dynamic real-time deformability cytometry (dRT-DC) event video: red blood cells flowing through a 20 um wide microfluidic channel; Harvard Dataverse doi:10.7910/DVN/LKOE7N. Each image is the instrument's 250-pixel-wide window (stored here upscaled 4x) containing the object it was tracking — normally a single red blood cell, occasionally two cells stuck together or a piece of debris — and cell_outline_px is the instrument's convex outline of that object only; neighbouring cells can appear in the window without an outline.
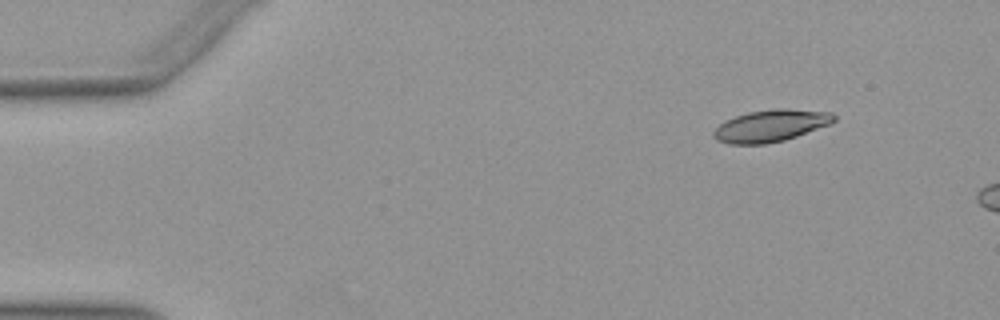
{"species": "Egyptian fruit bat (a non-hibernating species)", "species_latin": "Rousettus aegyptiacus", "temperature_condition": "warm", "stored_images_in_passage": 11, "camera_frame_rate_fps": 3000, "um_per_image_px": 0.085, "animal": {"sex": "female"}, "frame": {"image": 1, "passage_image": 2, "time_ms": 0.333, "image_size_px": [1000, 320], "cell_outline_px": [[836, 120], [832, 124], [784, 140], [764, 144], [728, 144], [716, 140], [712, 136], [712, 132], [724, 120], [748, 112], [776, 108], [788, 108], [832, 112], [836, 116]], "centroid_in_image_um": [65.53, 10.68], "position_along_channel_um": 19.5, "area_um2": 22.66}}